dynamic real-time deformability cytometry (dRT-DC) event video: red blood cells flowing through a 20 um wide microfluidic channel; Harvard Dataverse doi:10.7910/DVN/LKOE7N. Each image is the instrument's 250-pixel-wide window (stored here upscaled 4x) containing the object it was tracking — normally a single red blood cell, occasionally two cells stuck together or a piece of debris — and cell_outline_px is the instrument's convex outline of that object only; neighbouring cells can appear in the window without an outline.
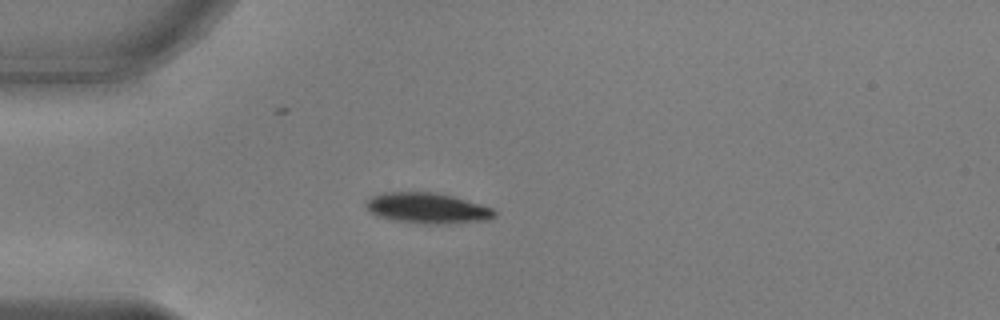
{"species": "common noctule bat (a hibernating species)", "species_latin": "Nyctalus noctula", "temperature_condition": "warm", "stored_images_in_passage": 40, "camera_frame_rate_fps": 3000, "um_per_image_px": 0.085, "animal": {"sex": "male", "body_mass_g": 17.9, "forearm_length_mm": 54.2}, "frame": {"image": 1, "passage_image": 1, "time_ms": 0.0, "image_size_px": [1000, 320], "cell_outline_px": [[496, 216], [488, 220], [432, 224], [396, 220], [376, 216], [364, 204], [372, 196], [384, 192], [436, 192], [452, 196], [480, 204], [492, 208], [496, 212]], "centroid_in_image_um": [36.33, 17.68], "position_along_channel_um": 48.7, "area_um2": 22.54}}
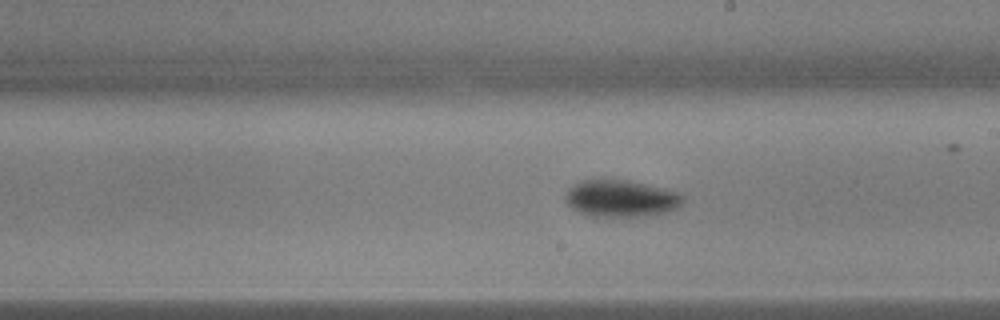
{"frame": {"image": 2, "passage_image": 17, "time_ms": 5.333, "image_size_px": [1000, 320], "cell_outline_px": [[684, 200], [676, 208], [664, 212], [640, 216], [592, 216], [580, 212], [572, 208], [564, 200], [564, 196], [568, 188], [584, 180], [628, 180], [664, 188], [676, 192], [684, 196]], "centroid_in_image_um": [52.76, 16.86], "position_along_channel_um": 236.2, "area_um2": 24.91}}
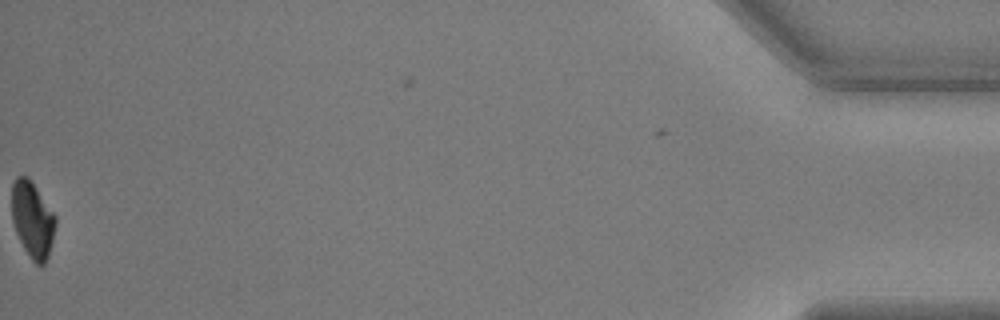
{"frame": {"image": 3, "passage_image": 40, "time_ms": 13.0, "image_size_px": [1000, 320], "cell_outline_px": [[56, 224], [48, 256], [44, 264], [36, 264], [32, 260], [24, 248], [16, 232], [12, 220], [12, 184], [16, 176], [28, 176], [56, 216]], "centroid_in_image_um": [2.76, 18.64], "position_along_channel_um": 432.4, "area_um2": 19.19}, "authors_computed_cell_mechanics": {"area_um2": 23.8425, "velocity_mm_per_s": 3.8011, "shape_relaxation_time_tau1_ms": 2.935, "shape_relaxation_time_tau2_ms": null, "deformation_change_tau1": 0.1293, "deformation_change_tau2": null}}